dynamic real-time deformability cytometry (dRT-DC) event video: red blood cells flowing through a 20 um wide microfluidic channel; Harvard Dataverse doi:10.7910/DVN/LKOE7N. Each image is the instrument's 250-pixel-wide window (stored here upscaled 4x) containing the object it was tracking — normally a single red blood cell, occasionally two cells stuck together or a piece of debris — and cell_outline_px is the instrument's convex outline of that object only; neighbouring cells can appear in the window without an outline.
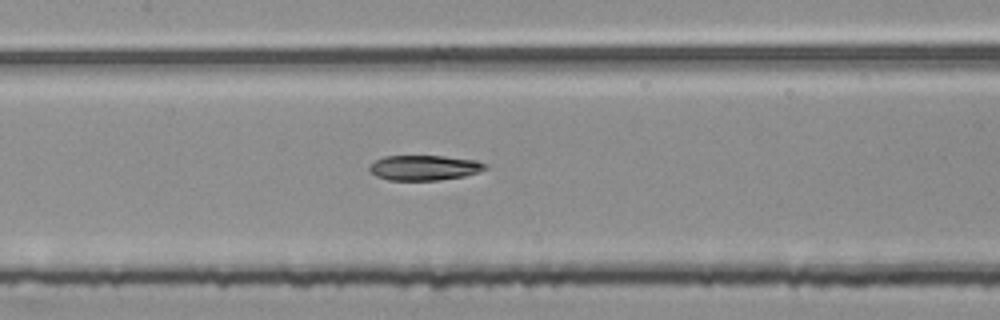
{"species": "common noctule bat (a hibernating species)", "species_latin": "Nyctalus noctula", "temperature_condition": "room temperature", "stored_images_in_passage": 49, "segment_of_instrument_passage": [2, 2], "camera_frame_rate_fps": 3000, "um_per_image_px": 0.085, "animal": {"sex": "female", "body_mass_g": 25.1}, "frame": {"image": 1, "passage_image": 22, "time_ms": 7.0, "image_size_px": [1000, 320], "cell_outline_px": [[488, 168], [464, 176], [440, 180], [388, 180], [376, 176], [368, 168], [376, 160], [384, 156], [444, 156], [476, 160], [488, 164]], "centroid_in_image_um": [36.09, 14.25], "position_along_channel_um": 171.3, "area_um2": 16.88}}
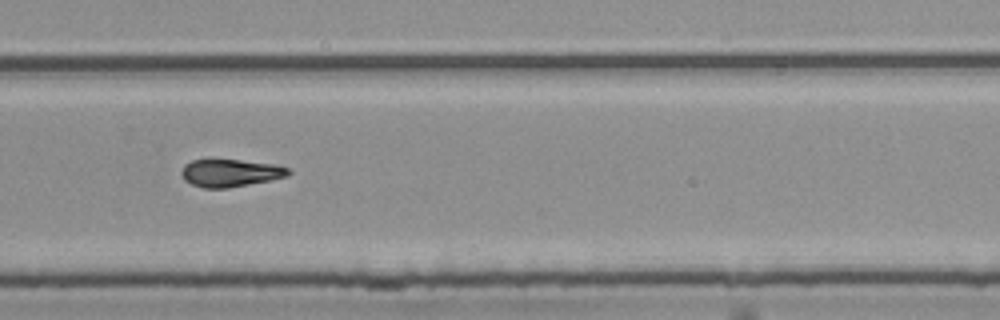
{"frame": {"image": 2, "passage_image": 33, "time_ms": 10.667, "image_size_px": [1000, 320], "cell_outline_px": [[292, 172], [288, 176], [272, 180], [228, 188], [204, 188], [192, 184], [184, 180], [180, 172], [184, 164], [192, 160], [240, 160], [276, 164], [288, 168]], "centroid_in_image_um": [19.6, 14.7], "position_along_channel_um": 310.2, "area_um2": 17.28}}
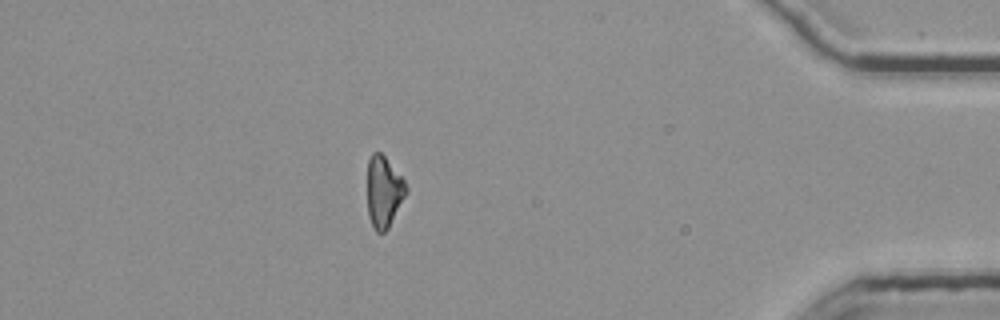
{"frame": {"image": 3, "passage_image": 44, "time_ms": 14.333, "image_size_px": [1000, 320], "cell_outline_px": [[408, 192], [388, 228], [384, 232], [376, 232], [368, 216], [368, 160], [372, 152], [380, 152], [384, 156], [404, 180], [408, 188]], "centroid_in_image_um": [32.63, 16.3], "position_along_channel_um": 402.6, "area_um2": 16.01}}